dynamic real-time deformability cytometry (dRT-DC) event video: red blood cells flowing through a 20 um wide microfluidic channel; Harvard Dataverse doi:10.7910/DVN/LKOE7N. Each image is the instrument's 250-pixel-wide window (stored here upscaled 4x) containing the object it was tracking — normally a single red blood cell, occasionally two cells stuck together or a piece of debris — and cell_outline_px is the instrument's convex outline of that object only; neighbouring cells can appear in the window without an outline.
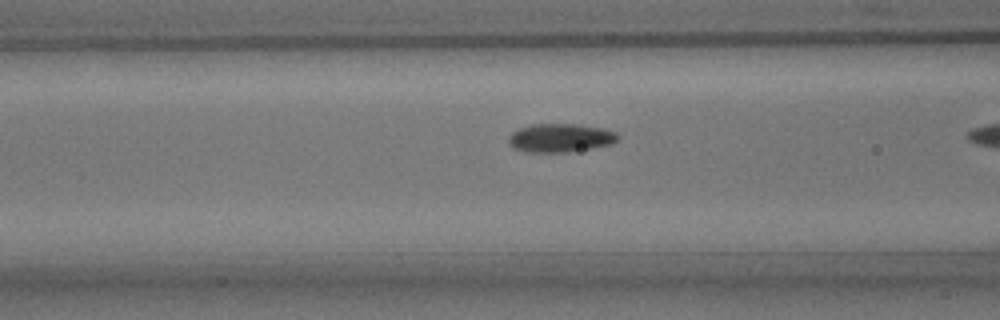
{"species": "common noctule bat (a hibernating species)", "species_latin": "Nyctalus noctula", "temperature_condition": "room temperature", "stored_images_in_passage": 18, "camera_frame_rate_fps": 3000, "um_per_image_px": 0.085, "animal": {"sex": "male", "body_mass_g": 15.6}, "frame": {"image": 1, "passage_image": 16, "time_ms": 5.0, "image_size_px": [1000, 320], "cell_outline_px": [[620, 136], [612, 144], [564, 152], [528, 152], [512, 148], [508, 144], [508, 136], [512, 132], [520, 128], [532, 124], [580, 124], [604, 128], [616, 132]], "centroid_in_image_um": [47.6, 11.71], "position_along_channel_um": 119.0, "area_um2": 18.21}}